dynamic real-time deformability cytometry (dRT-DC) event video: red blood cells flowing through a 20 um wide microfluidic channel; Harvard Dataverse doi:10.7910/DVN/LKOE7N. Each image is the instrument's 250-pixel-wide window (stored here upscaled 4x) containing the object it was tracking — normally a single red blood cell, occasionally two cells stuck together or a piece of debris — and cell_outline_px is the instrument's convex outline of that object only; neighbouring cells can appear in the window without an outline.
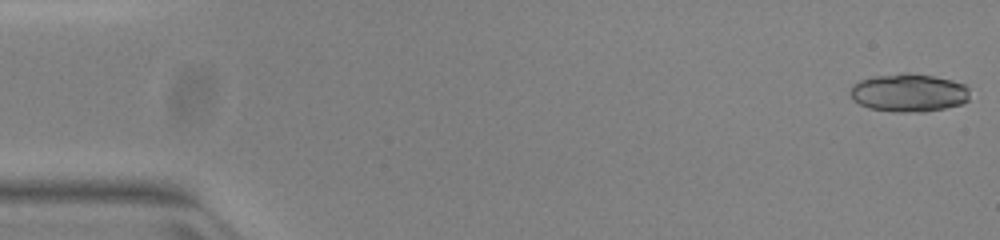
{"species": "common noctule bat (a hibernating species)", "species_latin": "Nyctalus noctula", "temperature_condition": "warm", "stored_images_in_passage": 51, "camera_frame_rate_fps": 3000, "um_per_image_px": 0.085, "animal": {"sex": "female", "body_mass_g": 23.0, "forearm_length_mm": 53.4}, "frame": {"image": 1, "passage_image": 1, "time_ms": 0.0, "image_size_px": [1000, 240], "cell_outline_px": [[968, 100], [964, 104], [924, 112], [896, 112], [868, 108], [852, 100], [848, 92], [852, 84], [860, 80], [872, 76], [900, 72], [908, 72], [932, 76], [952, 80], [964, 84], [968, 88]], "centroid_in_image_um": [77.2, 7.88], "position_along_channel_um": 7.8, "area_um2": 26.99}}
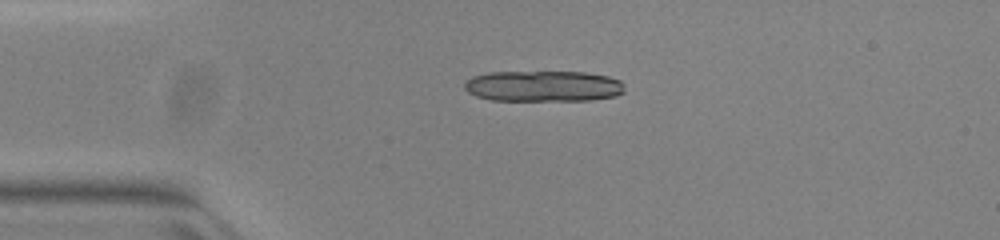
{"frame": {"image": 2, "passage_image": 12, "time_ms": 3.667, "image_size_px": [1000, 240], "cell_outline_px": [[624, 92], [616, 96], [592, 100], [492, 100], [476, 96], [468, 92], [464, 88], [464, 84], [472, 76], [488, 72], [584, 72], [608, 76], [620, 80], [624, 84]], "centroid_in_image_um": [46.2, 7.32], "position_along_channel_um": 38.8, "area_um2": 28.96}}
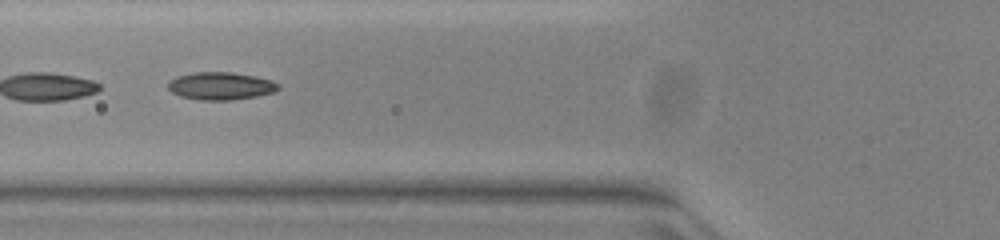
{"frame": {"image": 3, "passage_image": 20, "time_ms": 6.333, "image_size_px": [1000, 240], "cell_outline_px": [[280, 88], [272, 92], [256, 96], [228, 100], [200, 100], [180, 96], [172, 92], [168, 88], [168, 80], [176, 76], [192, 72], [232, 72], [256, 76], [272, 80], [280, 84]], "centroid_in_image_um": [18.74, 7.29], "position_along_channel_um": 107.1, "area_um2": 17.86}, "authors_computed_cell_mechanics": {"area_um2": 17.2822, "velocity_mm_per_s": 3.9959, "shape_relaxation_time_tau1_ms": null, "shape_relaxation_time_tau2_ms": 1.2825, "deformation_change_tau1": null, "deformation_change_tau2": 0.0595}}